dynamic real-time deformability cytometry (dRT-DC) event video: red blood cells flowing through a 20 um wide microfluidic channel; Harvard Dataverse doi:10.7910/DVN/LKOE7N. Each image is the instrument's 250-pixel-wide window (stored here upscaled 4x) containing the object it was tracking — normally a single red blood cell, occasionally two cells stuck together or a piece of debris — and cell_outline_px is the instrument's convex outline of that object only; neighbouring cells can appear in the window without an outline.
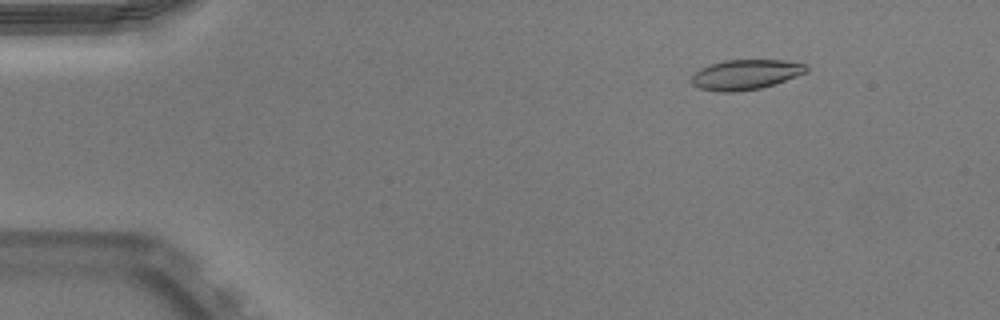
{"species": "Egyptian fruit bat (a non-hibernating species)", "species_latin": "Rousettus aegyptiacus", "temperature_condition": "warm", "stored_images_in_passage": 51, "camera_frame_rate_fps": 3000, "um_per_image_px": 0.085, "animal": {"sex": "male"}, "frame": {"image": 1, "passage_image": 7, "time_ms": 2.0, "image_size_px": [1000, 320], "cell_outline_px": [[808, 72], [760, 88], [732, 92], [720, 92], [700, 88], [692, 84], [692, 76], [700, 68], [712, 64], [728, 60], [784, 60], [808, 64]], "centroid_in_image_um": [63.4, 6.33], "position_along_channel_um": 21.6, "area_um2": 19.83}}
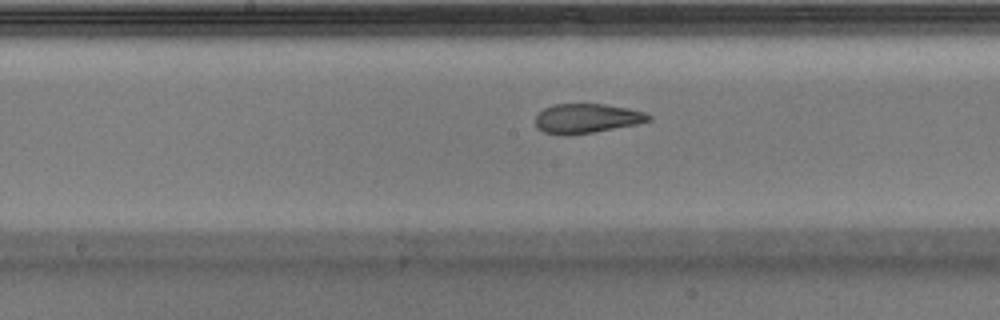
{"frame": {"image": 2, "passage_image": 27, "time_ms": 8.667, "image_size_px": [1000, 320], "cell_outline_px": [[652, 120], [640, 124], [568, 136], [560, 136], [544, 132], [536, 128], [536, 116], [544, 108], [552, 104], [604, 104], [628, 108], [644, 112], [652, 116]], "centroid_in_image_um": [49.88, 10.08], "position_along_channel_um": 198.3, "area_um2": 19.71}}
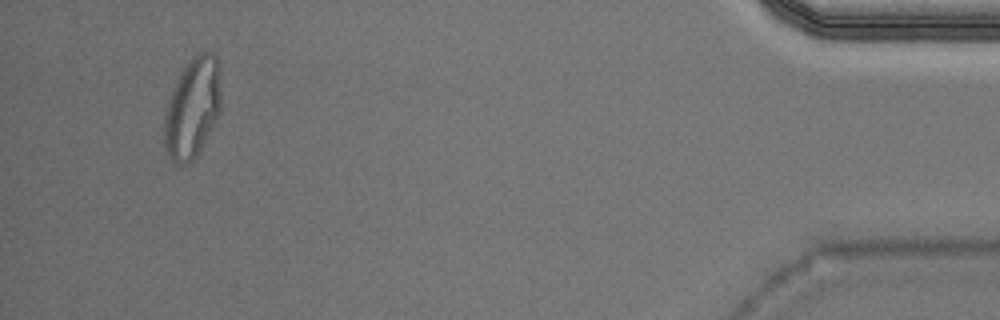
{"frame": {"image": 3, "passage_image": 49, "time_ms": 16.0, "image_size_px": [1000, 320], "cell_outline_px": [[220, 112], [216, 120], [196, 156], [188, 164], [176, 164], [172, 160], [164, 148], [164, 116], [168, 100], [176, 80], [180, 72], [188, 60], [196, 52], [208, 52], [216, 56], [220, 64]], "centroid_in_image_um": [16.35, 9.14], "position_along_channel_um": 418.8, "area_um2": 33.41}, "authors_computed_cell_mechanics": {"area_um2": 20.7502, "velocity_mm_per_s": 3.9559, "shape_relaxation_time_tau1_ms": null, "shape_relaxation_time_tau2_ms": 1.4109, "deformation_change_tau1": null, "deformation_change_tau2": 0.079}}